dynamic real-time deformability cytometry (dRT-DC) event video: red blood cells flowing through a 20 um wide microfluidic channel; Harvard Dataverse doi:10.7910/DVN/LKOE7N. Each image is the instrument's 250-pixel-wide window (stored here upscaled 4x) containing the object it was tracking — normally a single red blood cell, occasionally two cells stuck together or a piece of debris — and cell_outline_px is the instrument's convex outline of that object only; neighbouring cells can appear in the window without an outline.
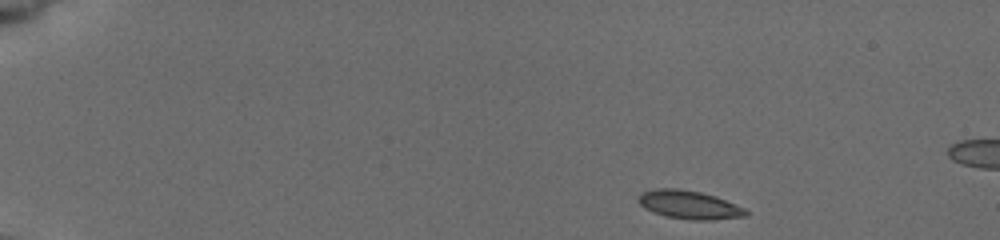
{"species": "common noctule bat (a hibernating species)", "species_latin": "Nyctalus noctula", "temperature_condition": "cold", "stored_images_in_passage": 7, "camera_frame_rate_fps": 3000, "um_per_image_px": 0.085, "animal": {"sex": "female", "body_mass_g": 19.5, "forearm_length_mm": 54.1}, "frame": {"image": 1, "passage_image": 1, "time_ms": 0.0, "image_size_px": [1000, 240], "cell_outline_px": [[748, 216], [712, 220], [688, 220], [664, 216], [644, 208], [636, 200], [644, 192], [656, 188], [676, 188], [700, 192], [716, 196], [744, 208], [748, 212]], "centroid_in_image_um": [58.59, 17.42], "position_along_channel_um": 26.4, "area_um2": 17.8}}
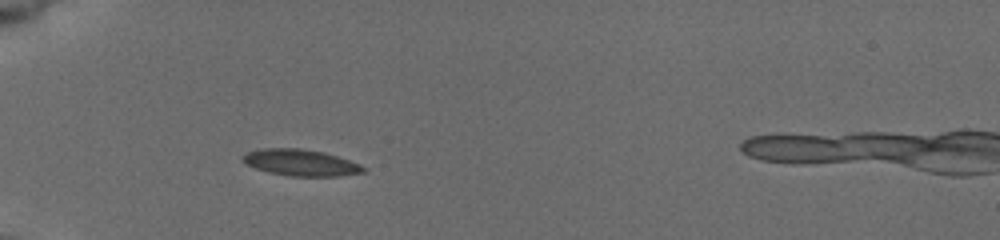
{"frame": {"image": 2, "passage_image": 5, "time_ms": 3.333, "image_size_px": [1000, 240], "cell_outline_px": [[368, 168], [364, 172], [336, 176], [288, 176], [268, 172], [244, 164], [240, 160], [240, 156], [248, 152], [264, 148], [300, 148], [324, 152], [360, 164]], "centroid_in_image_um": [25.52, 13.82], "position_along_channel_um": 59.5, "area_um2": 18.67}}
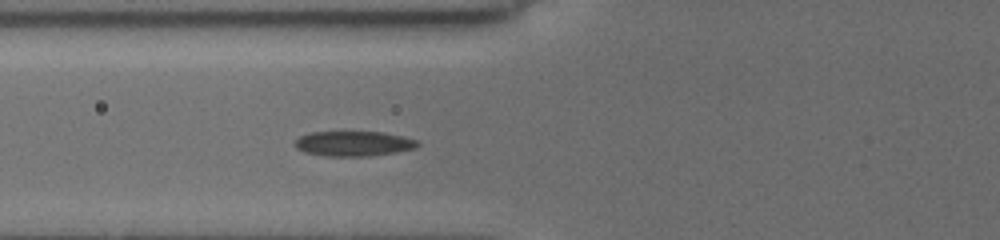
{"frame": {"image": 3, "passage_image": 7, "time_ms": 4.667, "image_size_px": [1000, 240], "cell_outline_px": [[420, 144], [416, 148], [396, 152], [368, 156], [324, 156], [304, 152], [296, 148], [292, 144], [300, 136], [312, 132], [380, 132], [404, 136], [420, 140]], "centroid_in_image_um": [30.07, 12.21], "position_along_channel_um": 95.7, "area_um2": 18.03}}